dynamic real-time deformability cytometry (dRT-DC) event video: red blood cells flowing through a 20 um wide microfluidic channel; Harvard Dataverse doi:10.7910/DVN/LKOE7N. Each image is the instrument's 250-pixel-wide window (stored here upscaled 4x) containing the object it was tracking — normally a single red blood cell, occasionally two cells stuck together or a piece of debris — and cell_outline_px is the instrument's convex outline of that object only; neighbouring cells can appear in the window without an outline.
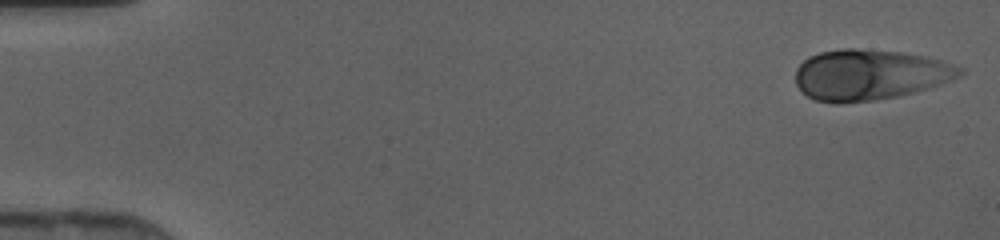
{"species": "human", "species_latin": "Homo sapiens", "temperature_condition": "cold", "stored_images_in_passage": 45, "camera_frame_rate_fps": 3000, "um_per_image_px": 0.085, "donor": {"sex": "female"}, "frame": {"image": 1, "passage_image": 1, "time_ms": 0.0, "image_size_px": [1000, 240], "cell_outline_px": [[964, 72], [960, 76], [928, 88], [896, 96], [876, 100], [840, 104], [836, 104], [816, 100], [808, 96], [796, 84], [796, 68], [808, 56], [820, 52], [844, 48], [856, 48], [900, 52], [924, 56], [940, 60], [964, 68]], "centroid_in_image_um": [73.9, 6.35], "position_along_channel_um": 11.1, "area_um2": 48.32}}
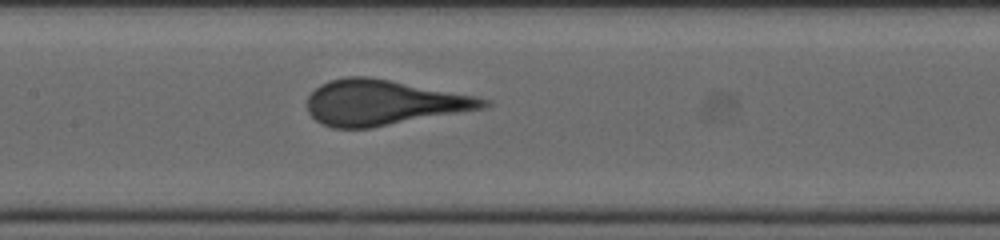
{"frame": {"image": 2, "passage_image": 22, "time_ms": 7.0, "image_size_px": [1000, 240], "cell_outline_px": [[492, 104], [484, 108], [372, 128], [332, 128], [316, 120], [308, 112], [308, 96], [320, 84], [328, 80], [344, 76], [368, 76], [476, 96], [492, 100]], "centroid_in_image_um": [32.59, 8.72], "position_along_channel_um": 174.8, "area_um2": 46.47}}
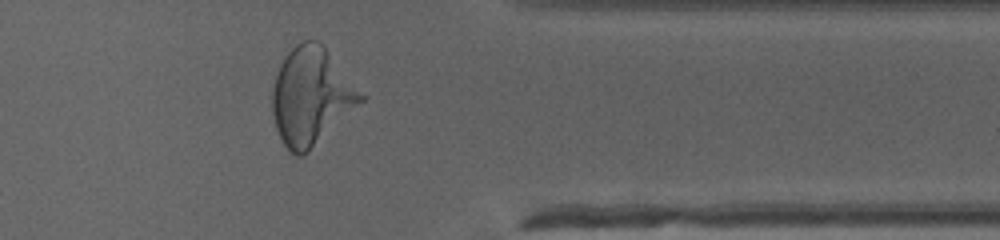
{"frame": {"image": 3, "passage_image": 37, "time_ms": 12.0, "image_size_px": [1000, 240], "cell_outline_px": [[364, 100], [308, 152], [300, 156], [296, 156], [284, 144], [276, 128], [272, 112], [272, 88], [280, 64], [284, 56], [296, 44], [304, 40], [320, 40], [324, 44], [364, 96]], "centroid_in_image_um": [26.44, 8.16], "position_along_channel_um": 385.0, "area_um2": 49.77}}